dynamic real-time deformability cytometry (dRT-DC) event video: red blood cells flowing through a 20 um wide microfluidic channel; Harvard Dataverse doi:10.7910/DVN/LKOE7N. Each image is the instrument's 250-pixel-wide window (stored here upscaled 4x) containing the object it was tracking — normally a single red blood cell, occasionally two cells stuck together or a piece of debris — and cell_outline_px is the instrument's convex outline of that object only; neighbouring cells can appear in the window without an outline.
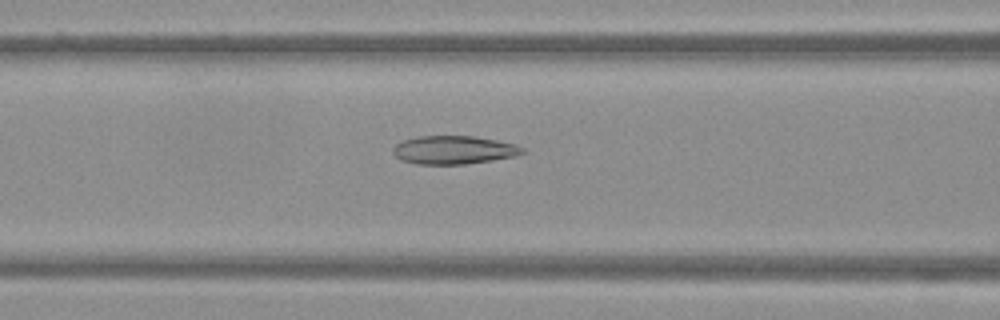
{"species": "Egyptian fruit bat (a non-hibernating species)", "species_latin": "Rousettus aegyptiacus", "temperature_condition": "warm", "stored_images_in_passage": 34, "camera_frame_rate_fps": 3000, "um_per_image_px": 0.085, "frame": {"image": 1, "passage_image": 5, "time_ms": 1.333, "image_size_px": [1000, 320], "cell_outline_px": [[524, 152], [516, 156], [492, 160], [464, 164], [416, 164], [400, 160], [392, 152], [392, 148], [400, 140], [416, 136], [472, 136], [496, 140], [516, 144], [524, 148]], "centroid_in_image_um": [38.53, 12.74], "position_along_channel_um": 128.1, "area_um2": 21.5}}
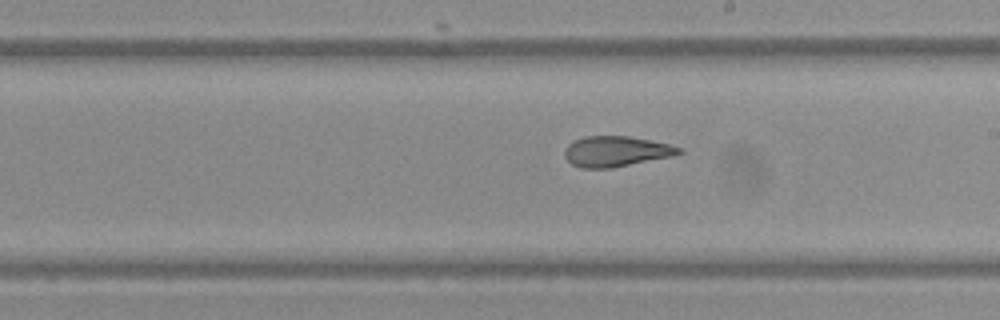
{"frame": {"image": 2, "passage_image": 13, "time_ms": 4.0, "image_size_px": [1000, 320], "cell_outline_px": [[684, 152], [672, 156], [612, 168], [580, 168], [572, 164], [564, 156], [564, 152], [568, 144], [584, 136], [628, 136], [668, 144], [684, 148]], "centroid_in_image_um": [52.37, 12.87], "position_along_channel_um": 236.6, "area_um2": 20.23}}
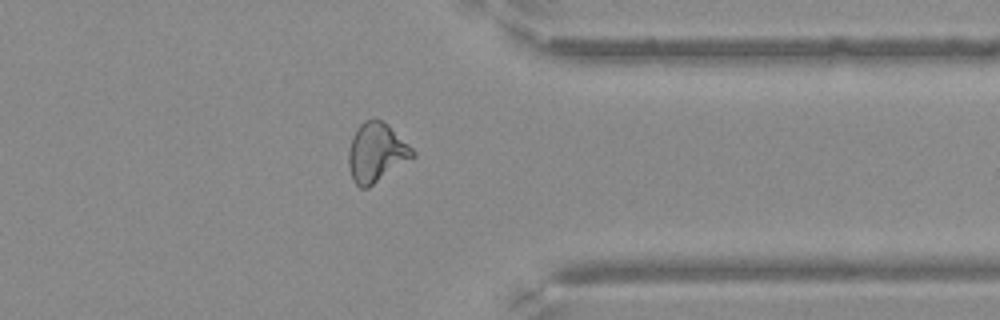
{"frame": {"image": 3, "passage_image": 24, "time_ms": 7.667, "image_size_px": [1000, 320], "cell_outline_px": [[416, 156], [368, 188], [360, 188], [352, 180], [348, 164], [348, 152], [352, 136], [356, 128], [364, 120], [380, 120], [388, 124], [416, 152]], "centroid_in_image_um": [31.98, 12.98], "position_along_channel_um": 379.4, "area_um2": 22.14}}